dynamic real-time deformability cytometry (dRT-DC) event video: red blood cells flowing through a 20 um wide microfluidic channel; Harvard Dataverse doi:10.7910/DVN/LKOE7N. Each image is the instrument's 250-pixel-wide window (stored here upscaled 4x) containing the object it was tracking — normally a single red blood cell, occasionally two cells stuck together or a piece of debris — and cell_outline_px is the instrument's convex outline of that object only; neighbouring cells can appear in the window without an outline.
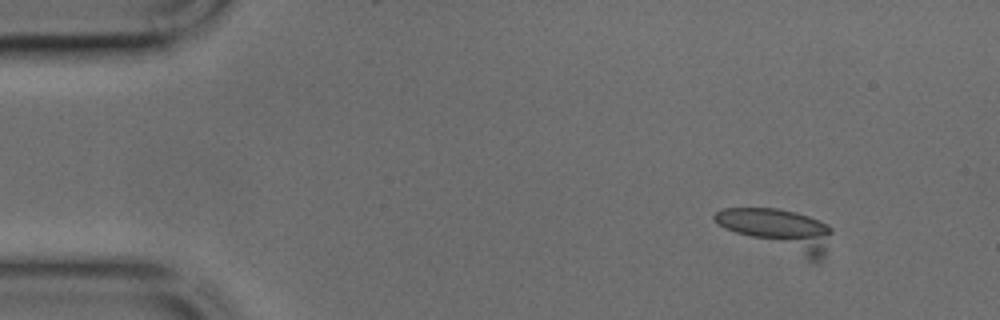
{"species": "common noctule bat (a hibernating species)", "species_latin": "Nyctalus noctula", "temperature_condition": "cold", "stored_images_in_passage": 4, "camera_frame_rate_fps": 3000, "um_per_image_px": 0.085, "animal": {"sex": "male", "body_mass_g": 17.9, "forearm_length_mm": 54.2}, "frame": {"image": 1, "passage_image": 1, "time_ms": 0.0, "image_size_px": [1000, 320], "cell_outline_px": [[832, 232], [824, 256], [820, 260], [808, 260], [724, 228], [712, 216], [720, 208], [776, 208], [796, 212], [820, 220], [828, 224], [832, 228]], "centroid_in_image_um": [66.23, 19.52], "position_along_channel_um": 18.8, "area_um2": 27.86}}